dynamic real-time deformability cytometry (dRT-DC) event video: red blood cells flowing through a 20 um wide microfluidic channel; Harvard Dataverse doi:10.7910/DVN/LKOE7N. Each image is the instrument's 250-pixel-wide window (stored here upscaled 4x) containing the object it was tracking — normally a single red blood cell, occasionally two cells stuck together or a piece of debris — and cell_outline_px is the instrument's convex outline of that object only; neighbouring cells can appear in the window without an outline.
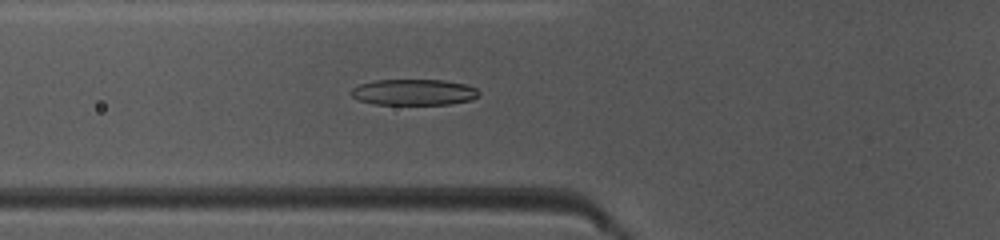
{"species": "common noctule bat (a hibernating species)", "species_latin": "Nyctalus noctula", "temperature_condition": "warm", "stored_images_in_passage": 49, "camera_frame_rate_fps": 3000, "um_per_image_px": 0.085, "animal": {"sex": "female", "body_mass_g": 10.0, "forearm_length_mm": 53.1}, "frame": {"image": 1, "passage_image": 18, "time_ms": 5.667, "image_size_px": [1000, 240], "cell_outline_px": [[480, 96], [472, 100], [448, 104], [376, 104], [360, 100], [352, 96], [348, 92], [352, 88], [360, 84], [376, 80], [444, 80], [468, 84], [476, 88], [480, 92]], "centroid_in_image_um": [35.22, 7.83], "position_along_channel_um": 90.6, "area_um2": 19.48}}
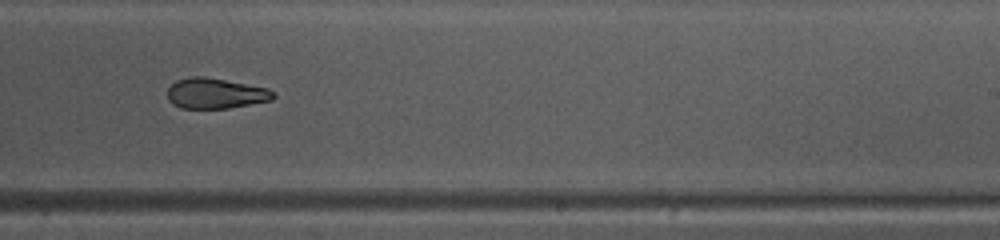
{"frame": {"image": 2, "passage_image": 31, "time_ms": 10.0, "image_size_px": [1000, 240], "cell_outline_px": [[276, 96], [272, 100], [228, 108], [180, 108], [172, 104], [168, 100], [168, 88], [176, 80], [192, 76], [200, 76], [224, 80], [268, 88], [276, 92]], "centroid_in_image_um": [18.32, 7.94], "position_along_channel_um": 270.7, "area_um2": 18.73}}
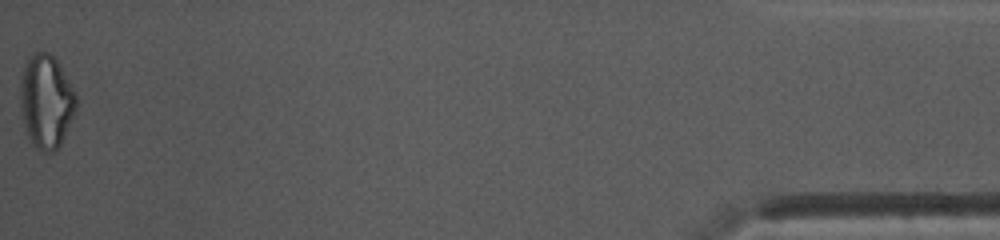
{"frame": {"image": 3, "passage_image": 49, "time_ms": 16.0, "image_size_px": [1000, 240], "cell_outline_px": [[76, 112], [60, 144], [52, 152], [44, 152], [36, 148], [32, 144], [28, 136], [24, 124], [20, 108], [20, 80], [24, 64], [28, 56], [36, 52], [48, 52], [56, 60], [68, 80], [76, 96]], "centroid_in_image_um": [3.9, 8.62], "position_along_channel_um": 431.3, "area_um2": 30.35}, "authors_computed_cell_mechanics": {"area_um2": 20.6346, "velocity_mm_per_s": 4.132, "shape_relaxation_time_tau1_ms": null, "shape_relaxation_time_tau2_ms": 2.5803, "deformation_change_tau1": null, "deformation_change_tau2": 0.106}}